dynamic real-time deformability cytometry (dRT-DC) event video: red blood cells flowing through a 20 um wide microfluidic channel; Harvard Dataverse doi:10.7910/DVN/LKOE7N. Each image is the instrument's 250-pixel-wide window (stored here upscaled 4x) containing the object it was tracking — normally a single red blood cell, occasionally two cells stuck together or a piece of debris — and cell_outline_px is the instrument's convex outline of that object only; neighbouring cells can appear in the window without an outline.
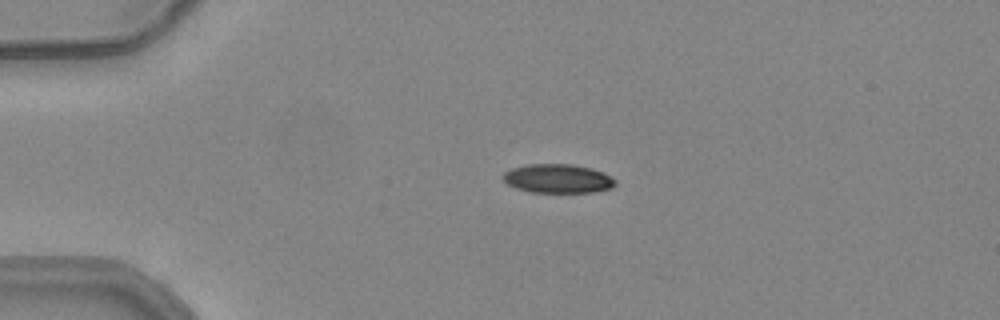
{"species": "common noctule bat (a hibernating species)", "species_latin": "Nyctalus noctula", "temperature_condition": "warm", "stored_images_in_passage": 8, "camera_frame_rate_fps": 3000, "um_per_image_px": 0.085, "animal": {"sex": "female", "body_mass_g": 24.6, "forearm_length_mm": 56.2}, "frame": {"image": 1, "passage_image": 1, "time_ms": 0.0, "image_size_px": [1000, 320], "cell_outline_px": [[616, 184], [612, 188], [592, 192], [532, 192], [516, 188], [508, 184], [500, 176], [504, 172], [512, 168], [528, 164], [572, 164], [592, 168], [604, 172], [616, 180]], "centroid_in_image_um": [47.42, 15.17], "position_along_channel_um": 37.6, "area_um2": 19.02}}